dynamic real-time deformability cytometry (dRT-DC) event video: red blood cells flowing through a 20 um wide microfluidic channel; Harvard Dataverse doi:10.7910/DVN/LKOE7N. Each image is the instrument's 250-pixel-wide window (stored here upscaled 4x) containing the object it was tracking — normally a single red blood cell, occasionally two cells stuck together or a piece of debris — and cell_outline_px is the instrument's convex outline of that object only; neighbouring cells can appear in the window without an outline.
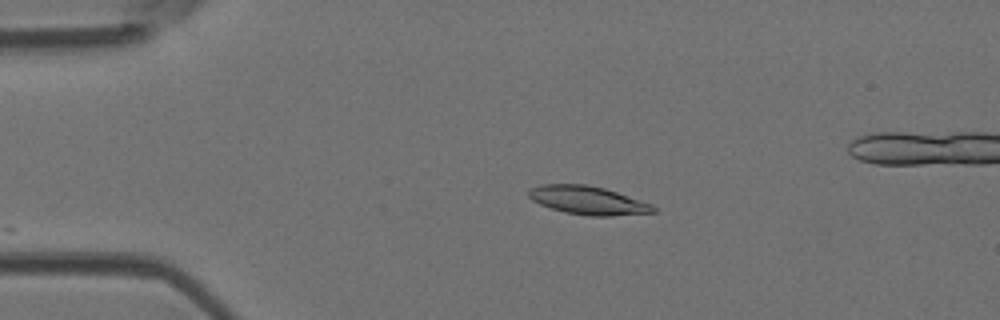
{"species": "Egyptian fruit bat (a non-hibernating species)", "species_latin": "Rousettus aegyptiacus", "temperature_condition": "room temperature", "stored_images_in_passage": 4, "camera_frame_rate_fps": 3000, "um_per_image_px": 0.085, "animal": {"sex": "female"}, "frame": {"image": 1, "passage_image": 2, "time_ms": 0.333, "image_size_px": [1000, 320], "cell_outline_px": [[656, 212], [612, 216], [588, 216], [564, 212], [540, 204], [532, 200], [528, 196], [528, 188], [540, 184], [588, 184], [604, 188], [652, 204], [656, 208]], "centroid_in_image_um": [49.95, 17.02], "position_along_channel_um": 35.1, "area_um2": 20.69}}